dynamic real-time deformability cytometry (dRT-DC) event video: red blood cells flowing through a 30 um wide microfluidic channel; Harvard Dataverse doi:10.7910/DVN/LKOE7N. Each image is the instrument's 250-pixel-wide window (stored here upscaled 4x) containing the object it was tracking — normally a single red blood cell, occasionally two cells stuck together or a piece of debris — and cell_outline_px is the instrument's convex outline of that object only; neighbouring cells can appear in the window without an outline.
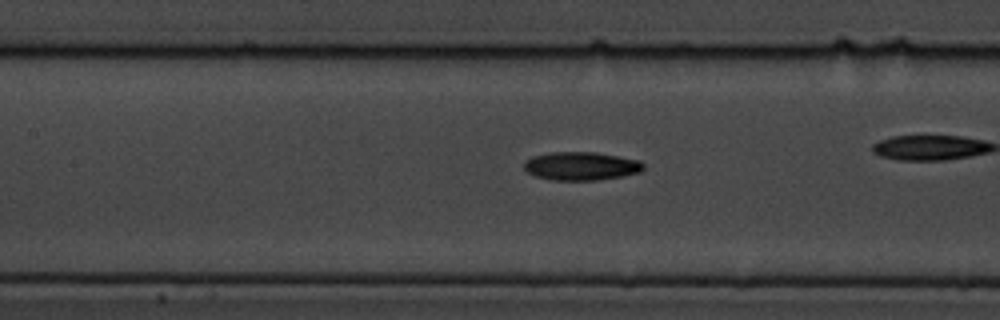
{"species": "common noctule bat (a hibernating species)", "species_latin": "Nyctalus noctula", "temperature_condition": "cold", "stored_images_in_passage": 49, "camera_frame_rate_fps": 3000, "um_per_image_px": 0.085, "animal": {"sex": "male", "body_mass_g": 19.5, "forearm_length_mm": 54.6}, "frame": {"image": 1, "passage_image": 28, "time_ms": 9.0, "image_size_px": [1000, 320], "cell_outline_px": [[644, 168], [640, 172], [620, 176], [596, 180], [552, 180], [536, 176], [528, 172], [524, 168], [524, 160], [532, 156], [552, 152], [596, 152], [640, 160], [644, 164]], "centroid_in_image_um": [49.38, 14.1], "position_along_channel_um": 158.0, "area_um2": 19.71}}
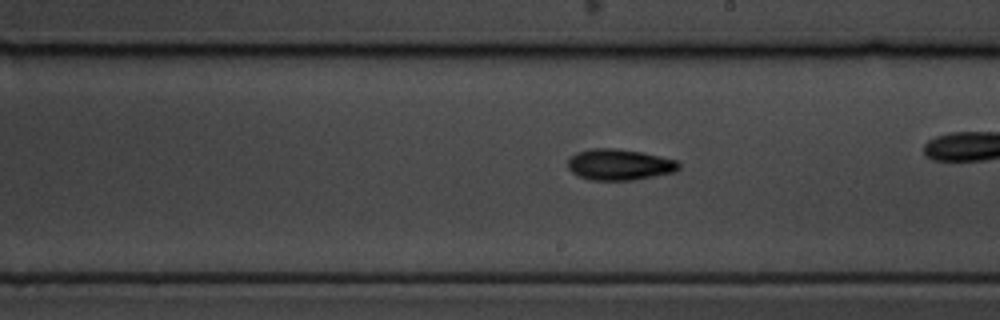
{"frame": {"image": 2, "passage_image": 35, "time_ms": 11.333, "image_size_px": [1000, 320], "cell_outline_px": [[680, 168], [676, 172], [632, 180], [588, 180], [576, 176], [568, 168], [568, 160], [576, 152], [592, 148], [616, 148], [640, 152], [660, 156], [676, 160], [680, 164]], "centroid_in_image_um": [52.63, 14.0], "position_along_channel_um": 236.4, "area_um2": 20.23}}